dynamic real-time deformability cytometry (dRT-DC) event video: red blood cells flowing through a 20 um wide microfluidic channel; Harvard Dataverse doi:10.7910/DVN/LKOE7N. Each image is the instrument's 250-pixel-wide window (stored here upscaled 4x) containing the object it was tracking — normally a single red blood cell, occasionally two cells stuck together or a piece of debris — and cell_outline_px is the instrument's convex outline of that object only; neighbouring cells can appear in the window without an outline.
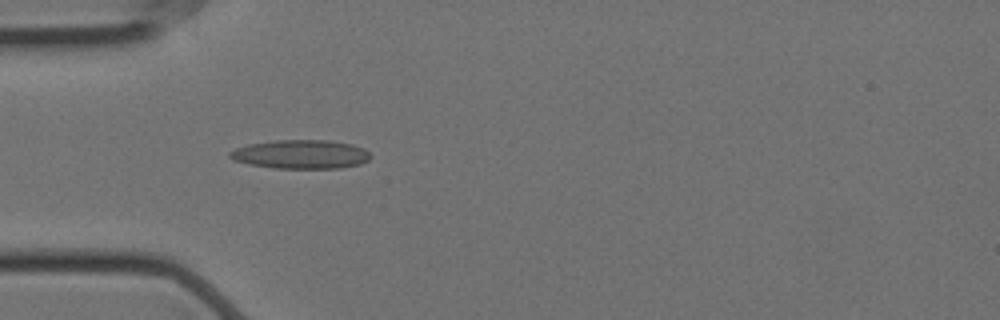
{"species": "Egyptian fruit bat (a non-hibernating species)", "species_latin": "Rousettus aegyptiacus", "temperature_condition": "cold", "stored_images_in_passage": 16, "camera_frame_rate_fps": 3000, "um_per_image_px": 0.085, "animal": {"sex": "female"}, "frame": {"image": 1, "passage_image": 5, "time_ms": 1.333, "image_size_px": [1000, 320], "cell_outline_px": [[372, 156], [368, 160], [360, 164], [340, 168], [276, 168], [248, 164], [232, 160], [228, 156], [228, 152], [236, 148], [248, 144], [276, 140], [328, 140], [352, 144], [364, 148]], "centroid_in_image_um": [25.56, 13.11], "position_along_channel_um": 59.4, "area_um2": 23.76}}
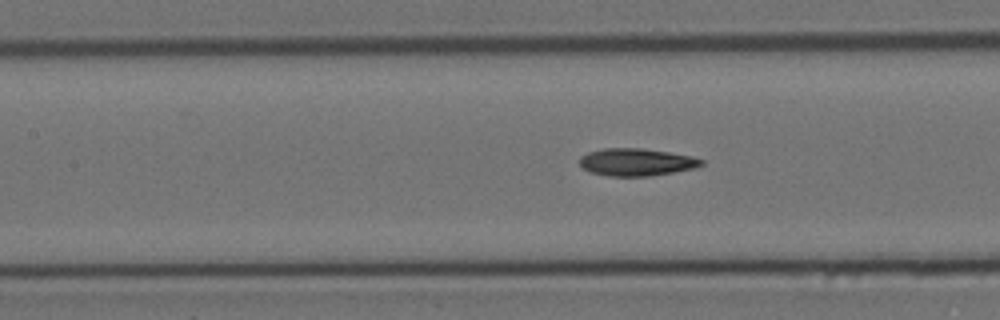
{"frame": {"image": 2, "passage_image": 10, "time_ms": 3.0, "image_size_px": [1000, 320], "cell_outline_px": [[704, 164], [696, 168], [652, 176], [608, 176], [592, 172], [584, 168], [580, 164], [580, 156], [588, 152], [604, 148], [640, 148], [668, 152], [692, 156], [704, 160]], "centroid_in_image_um": [54.12, 13.78], "position_along_channel_um": 153.3, "area_um2": 19.48}}
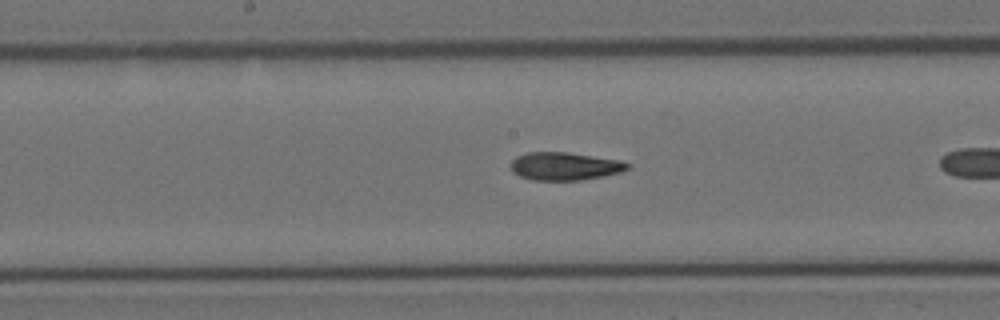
{"frame": {"image": 3, "passage_image": 14, "time_ms": 4.333, "image_size_px": [1000, 320], "cell_outline_px": [[632, 164], [628, 168], [620, 172], [580, 180], [532, 180], [520, 176], [512, 172], [512, 160], [516, 156], [528, 152], [568, 152], [620, 160]], "centroid_in_image_um": [47.99, 14.12], "position_along_channel_um": 200.2, "area_um2": 18.9}}